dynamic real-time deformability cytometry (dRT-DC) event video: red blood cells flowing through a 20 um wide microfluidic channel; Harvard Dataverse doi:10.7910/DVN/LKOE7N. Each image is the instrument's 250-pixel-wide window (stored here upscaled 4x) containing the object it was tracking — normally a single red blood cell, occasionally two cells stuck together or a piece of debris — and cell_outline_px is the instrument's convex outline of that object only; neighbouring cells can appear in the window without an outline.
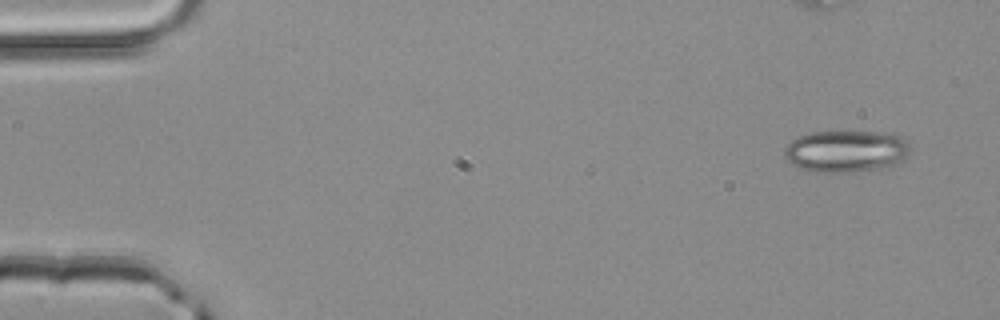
{"species": "common noctule bat (a hibernating species)", "species_latin": "Nyctalus noctula", "temperature_condition": "room temperature", "stored_images_in_passage": 3, "camera_frame_rate_fps": 3000, "um_per_image_px": 0.085, "animal": {"sex": "male", "body_mass_g": 20.4}, "frame": {"image": 1, "passage_image": 1, "time_ms": 0.0, "image_size_px": [1000, 320], "cell_outline_px": [[908, 148], [904, 156], [900, 160], [892, 164], [880, 168], [856, 172], [816, 172], [792, 164], [784, 156], [784, 148], [792, 140], [800, 136], [812, 132], [872, 132], [900, 136], [908, 140]], "centroid_in_image_um": [71.86, 12.85], "position_along_channel_um": 13.1, "area_um2": 30.06}}